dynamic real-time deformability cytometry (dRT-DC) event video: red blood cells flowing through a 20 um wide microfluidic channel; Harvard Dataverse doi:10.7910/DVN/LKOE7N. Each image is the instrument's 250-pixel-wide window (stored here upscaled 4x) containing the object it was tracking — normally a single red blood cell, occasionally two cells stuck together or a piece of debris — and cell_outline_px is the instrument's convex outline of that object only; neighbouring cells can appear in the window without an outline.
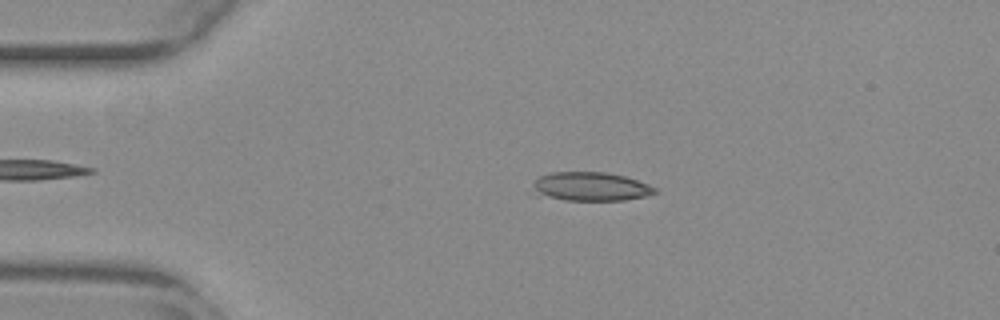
{"species": "common noctule bat (a hibernating species)", "species_latin": "Nyctalus noctula", "temperature_condition": "warm", "stored_images_in_passage": 20, "camera_frame_rate_fps": 3000, "um_per_image_px": 0.085, "animal": {"sex": "female", "body_mass_g": 29.2, "forearm_length_mm": 56.3}, "frame": {"image": 1, "passage_image": 11, "time_ms": 3.333, "image_size_px": [1000, 320], "cell_outline_px": [[656, 192], [644, 196], [624, 200], [564, 200], [528, 196], [528, 192], [532, 180], [540, 176], [552, 172], [604, 172], [624, 176], [648, 184], [656, 188]], "centroid_in_image_um": [49.99, 15.87], "position_along_channel_um": 35.0, "area_um2": 21.15}}
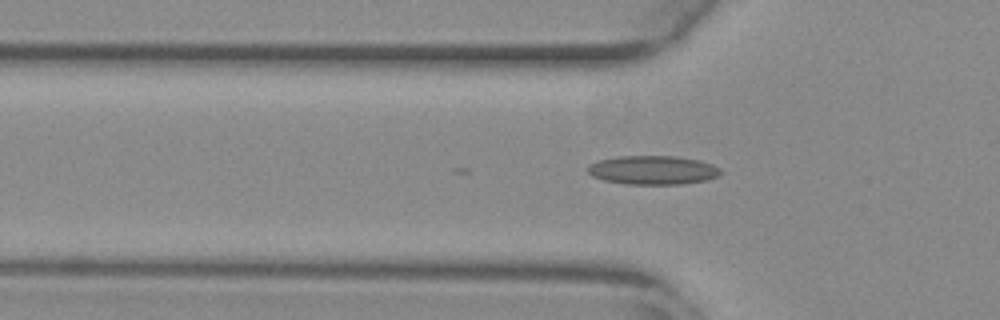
{"frame": {"image": 2, "passage_image": 17, "time_ms": 5.333, "image_size_px": [1000, 320], "cell_outline_px": [[724, 172], [708, 180], [680, 184], [624, 184], [604, 180], [592, 176], [588, 172], [588, 164], [600, 160], [616, 156], [676, 156], [700, 160], [712, 164], [720, 168]], "centroid_in_image_um": [55.51, 14.45], "position_along_channel_um": 70.3, "area_um2": 22.48}}
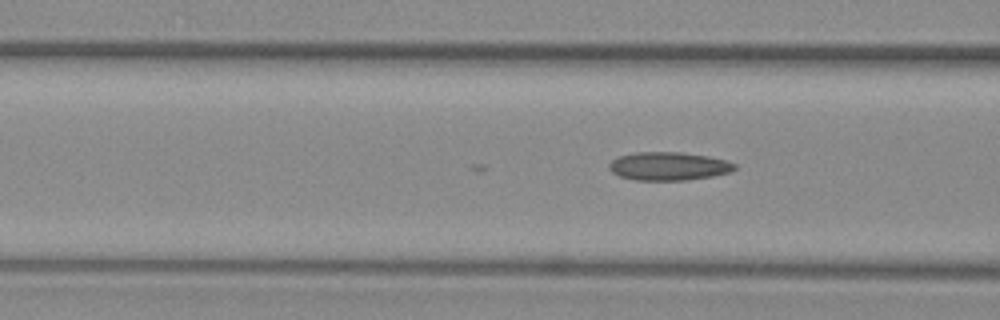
{"frame": {"image": 3, "passage_image": 20, "time_ms": 6.333, "image_size_px": [1000, 320], "cell_outline_px": [[736, 168], [728, 172], [712, 176], [688, 180], [636, 180], [620, 176], [612, 172], [608, 168], [608, 164], [616, 156], [632, 152], [680, 152], [708, 156], [724, 160], [736, 164]], "centroid_in_image_um": [56.77, 14.12], "position_along_channel_um": 109.8, "area_um2": 20.75}}